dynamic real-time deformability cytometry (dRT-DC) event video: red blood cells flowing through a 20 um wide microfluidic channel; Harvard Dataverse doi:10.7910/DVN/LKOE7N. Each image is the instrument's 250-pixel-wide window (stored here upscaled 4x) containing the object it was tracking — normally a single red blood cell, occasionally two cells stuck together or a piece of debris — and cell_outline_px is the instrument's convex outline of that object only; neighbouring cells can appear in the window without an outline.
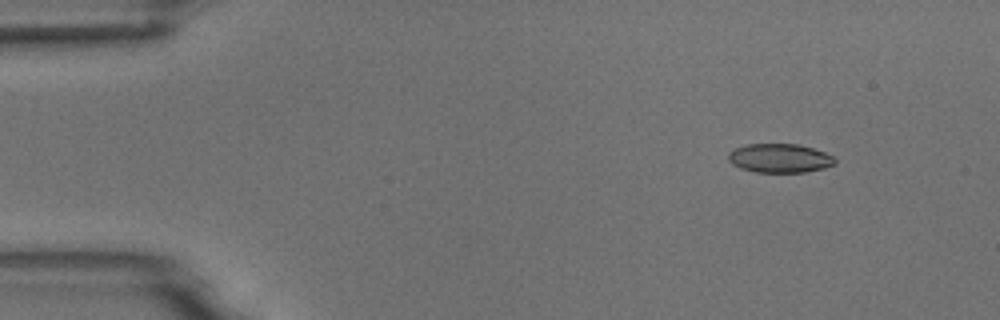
{"species": "common noctule bat (a hibernating species)", "species_latin": "Nyctalus noctula", "temperature_condition": "room temperature", "stored_images_in_passage": 3, "camera_frame_rate_fps": 3000, "um_per_image_px": 0.085, "animal": {"sex": "male", "body_mass_g": 18.8}, "frame": {"image": 1, "passage_image": 1, "time_ms": 0.0, "image_size_px": [1000, 320], "cell_outline_px": [[836, 164], [824, 168], [804, 172], [756, 172], [740, 168], [732, 164], [728, 160], [728, 152], [744, 144], [796, 144], [812, 148], [824, 152], [832, 156], [836, 160]], "centroid_in_image_um": [66.25, 13.45], "position_along_channel_um": 18.7, "area_um2": 17.98}}
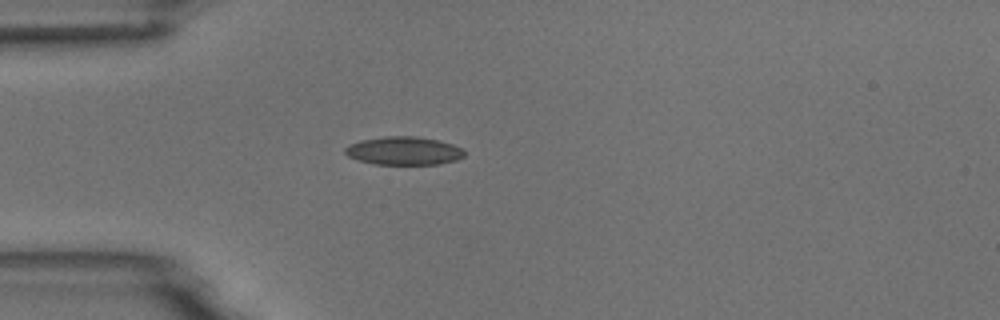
{"frame": {"image": 2, "passage_image": 3, "time_ms": 3.0, "image_size_px": [1000, 320], "cell_outline_px": [[464, 156], [456, 160], [440, 164], [372, 164], [348, 156], [344, 152], [344, 148], [348, 144], [360, 140], [384, 136], [416, 136], [436, 140], [452, 144], [464, 148]], "centroid_in_image_um": [34.31, 12.81], "position_along_channel_um": 50.7, "area_um2": 19.71}}